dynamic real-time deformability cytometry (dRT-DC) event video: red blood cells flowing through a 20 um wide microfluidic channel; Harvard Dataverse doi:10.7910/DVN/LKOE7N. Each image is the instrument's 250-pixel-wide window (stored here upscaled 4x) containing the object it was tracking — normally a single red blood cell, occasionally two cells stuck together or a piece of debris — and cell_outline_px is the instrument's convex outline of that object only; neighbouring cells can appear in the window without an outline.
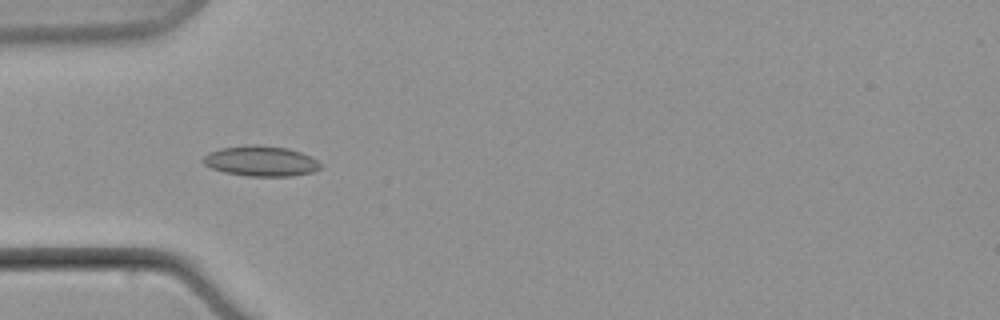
{"species": "common noctule bat (a hibernating species)", "species_latin": "Nyctalus noctula", "temperature_condition": "warm", "stored_images_in_passage": 8, "camera_frame_rate_fps": 3000, "um_per_image_px": 0.085, "animal": {"sex": "male", "body_mass_g": 21.5, "forearm_length_mm": 52.0}, "frame": {"image": 1, "passage_image": 7, "time_ms": 8.333, "image_size_px": [1000, 320], "cell_outline_px": [[320, 168], [312, 172], [292, 176], [248, 176], [224, 172], [212, 168], [204, 164], [200, 160], [208, 152], [220, 148], [248, 144], [256, 144], [288, 148], [300, 152], [316, 160], [320, 164]], "centroid_in_image_um": [22.12, 13.68], "position_along_channel_um": 62.9, "area_um2": 20.75}}
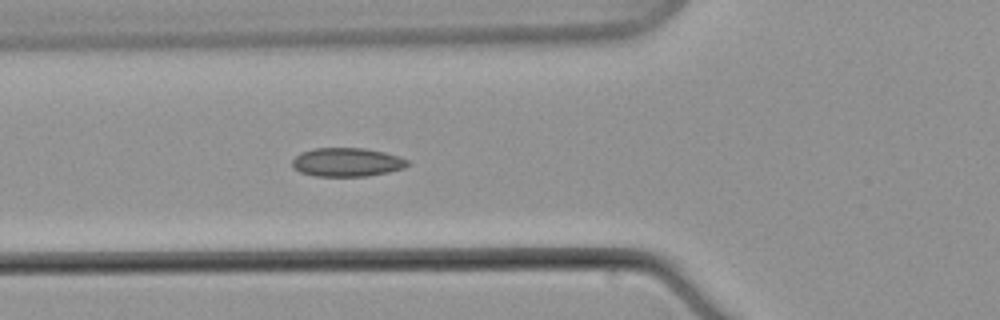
{"frame": {"image": 2, "passage_image": 8, "time_ms": 9.667, "image_size_px": [1000, 320], "cell_outline_px": [[412, 164], [404, 168], [388, 172], [368, 176], [316, 176], [300, 172], [292, 168], [292, 160], [300, 152], [312, 148], [364, 148], [384, 152], [400, 156], [408, 160]], "centroid_in_image_um": [29.5, 13.78], "position_along_channel_um": 96.3, "area_um2": 19.54}}